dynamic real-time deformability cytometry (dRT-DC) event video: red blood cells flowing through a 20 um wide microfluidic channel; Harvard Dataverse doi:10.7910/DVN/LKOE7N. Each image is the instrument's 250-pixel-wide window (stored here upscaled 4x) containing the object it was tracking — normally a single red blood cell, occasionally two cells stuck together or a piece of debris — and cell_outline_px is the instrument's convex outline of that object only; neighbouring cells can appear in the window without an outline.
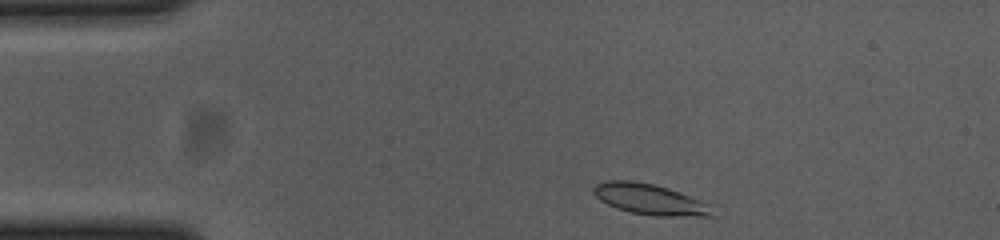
{"species": "common noctule bat (a hibernating species)", "species_latin": "Nyctalus noctula", "temperature_condition": "cold", "stored_images_in_passage": 47, "camera_frame_rate_fps": 3000, "um_per_image_px": 0.085, "animal": {"sex": "female", "body_mass_g": 23.0, "forearm_length_mm": 53.4}, "frame": {"image": 1, "passage_image": 2, "time_ms": 0.333, "image_size_px": [1000, 240], "cell_outline_px": [[716, 216], [656, 216], [628, 212], [616, 208], [600, 200], [592, 192], [592, 188], [596, 184], [604, 180], [632, 180], [652, 184], [668, 188], [712, 204]], "centroid_in_image_um": [55.26, 16.95], "position_along_channel_um": 29.7, "area_um2": 21.56}}
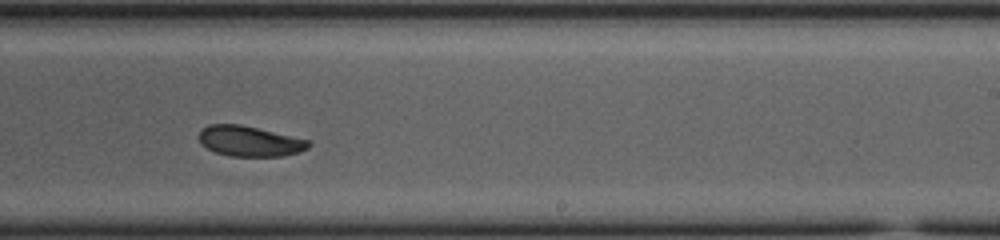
{"frame": {"image": 2, "passage_image": 26, "time_ms": 8.333, "image_size_px": [1000, 240], "cell_outline_px": [[312, 144], [308, 148], [300, 152], [284, 156], [232, 156], [216, 152], [200, 144], [200, 128], [208, 124], [240, 124], [312, 140]], "centroid_in_image_um": [21.26, 11.99], "position_along_channel_um": 267.7, "area_um2": 19.59}}
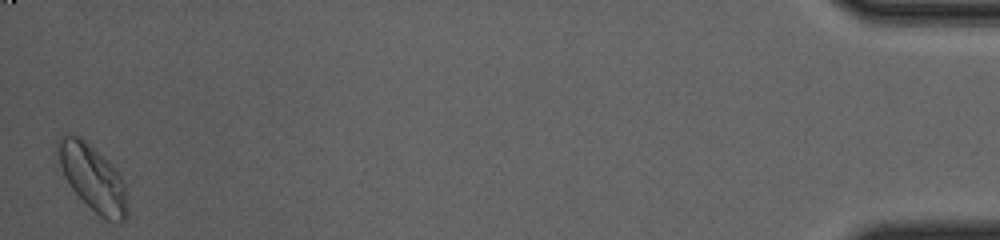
{"frame": {"image": 3, "passage_image": 47, "time_ms": 15.333, "image_size_px": [1000, 240], "cell_outline_px": [[128, 212], [124, 224], [120, 224], [108, 220], [100, 216], [72, 188], [64, 176], [56, 152], [56, 148], [60, 136], [80, 136], [108, 160], [120, 176], [124, 184]], "centroid_in_image_um": [7.9, 15.14], "position_along_channel_um": 427.3, "area_um2": 26.3}, "authors_computed_cell_mechanics": {"area_um2": 20.519, "velocity_mm_per_s": 3.6383, "shape_relaxation_time_tau1_ms": 1.9577, "shape_relaxation_time_tau2_ms": 5.1555, "deformation_change_tau1": 0.102, "deformation_change_tau2": 0.0834}}